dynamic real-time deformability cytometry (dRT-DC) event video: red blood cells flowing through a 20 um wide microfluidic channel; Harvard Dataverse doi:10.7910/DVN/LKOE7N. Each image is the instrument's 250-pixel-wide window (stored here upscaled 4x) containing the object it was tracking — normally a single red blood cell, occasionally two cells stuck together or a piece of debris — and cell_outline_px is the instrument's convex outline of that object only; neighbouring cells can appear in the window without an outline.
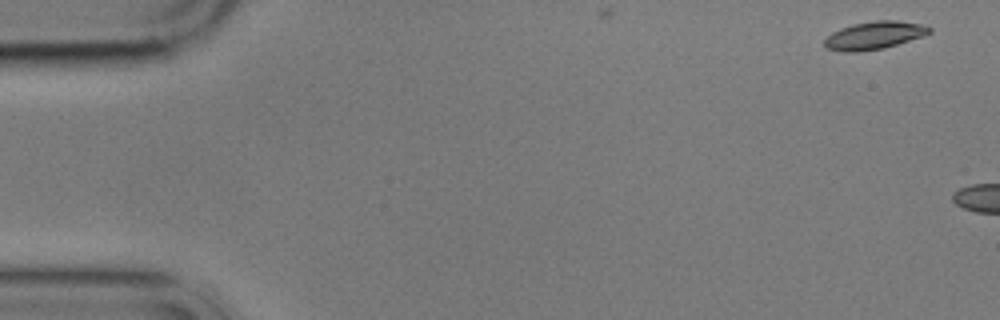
{"species": "common noctule bat (a hibernating species)", "species_latin": "Nyctalus noctula", "temperature_condition": "cold", "stored_images_in_passage": 3, "camera_frame_rate_fps": 3000, "um_per_image_px": 0.085, "animal": {"sex": "male", "body_mass_g": 17.9}, "frame": {"image": 1, "passage_image": 1, "time_ms": 0.0, "image_size_px": [1000, 320], "cell_outline_px": [[932, 32], [924, 36], [884, 48], [860, 52], [844, 52], [828, 48], [824, 44], [824, 40], [832, 32], [840, 28], [852, 24], [876, 20], [896, 20], [920, 24], [932, 28]], "centroid_in_image_um": [74.32, 3.01], "position_along_channel_um": 10.7, "area_um2": 17.05}}